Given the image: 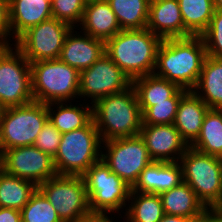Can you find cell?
<instances>
[{"mask_svg":"<svg viewBox=\"0 0 222 222\" xmlns=\"http://www.w3.org/2000/svg\"><path fill=\"white\" fill-rule=\"evenodd\" d=\"M206 55L201 36L163 39L157 52L154 74L193 91Z\"/></svg>","mask_w":222,"mask_h":222,"instance_id":"obj_1","label":"cell"},{"mask_svg":"<svg viewBox=\"0 0 222 222\" xmlns=\"http://www.w3.org/2000/svg\"><path fill=\"white\" fill-rule=\"evenodd\" d=\"M162 41L148 28L121 30L105 42V53L133 81L154 74Z\"/></svg>","mask_w":222,"mask_h":222,"instance_id":"obj_2","label":"cell"},{"mask_svg":"<svg viewBox=\"0 0 222 222\" xmlns=\"http://www.w3.org/2000/svg\"><path fill=\"white\" fill-rule=\"evenodd\" d=\"M93 120L102 142L139 135L142 113L134 86L98 99Z\"/></svg>","mask_w":222,"mask_h":222,"instance_id":"obj_3","label":"cell"},{"mask_svg":"<svg viewBox=\"0 0 222 222\" xmlns=\"http://www.w3.org/2000/svg\"><path fill=\"white\" fill-rule=\"evenodd\" d=\"M30 67L34 101L48 104L79 98L80 72L76 68L60 59L32 62Z\"/></svg>","mask_w":222,"mask_h":222,"instance_id":"obj_4","label":"cell"},{"mask_svg":"<svg viewBox=\"0 0 222 222\" xmlns=\"http://www.w3.org/2000/svg\"><path fill=\"white\" fill-rule=\"evenodd\" d=\"M101 144L94 120L81 129L62 133L58 152L53 158L57 175L82 176L101 160Z\"/></svg>","mask_w":222,"mask_h":222,"instance_id":"obj_5","label":"cell"},{"mask_svg":"<svg viewBox=\"0 0 222 222\" xmlns=\"http://www.w3.org/2000/svg\"><path fill=\"white\" fill-rule=\"evenodd\" d=\"M179 163L183 182L192 188L197 198L210 210L220 199L222 158L207 155L189 146Z\"/></svg>","mask_w":222,"mask_h":222,"instance_id":"obj_6","label":"cell"},{"mask_svg":"<svg viewBox=\"0 0 222 222\" xmlns=\"http://www.w3.org/2000/svg\"><path fill=\"white\" fill-rule=\"evenodd\" d=\"M47 120V104L41 102L33 101L22 106L4 108L0 118L1 152L34 145Z\"/></svg>","mask_w":222,"mask_h":222,"instance_id":"obj_7","label":"cell"},{"mask_svg":"<svg viewBox=\"0 0 222 222\" xmlns=\"http://www.w3.org/2000/svg\"><path fill=\"white\" fill-rule=\"evenodd\" d=\"M82 177L91 212L111 214L127 208L131 188L102 160L93 164Z\"/></svg>","mask_w":222,"mask_h":222,"instance_id":"obj_8","label":"cell"},{"mask_svg":"<svg viewBox=\"0 0 222 222\" xmlns=\"http://www.w3.org/2000/svg\"><path fill=\"white\" fill-rule=\"evenodd\" d=\"M14 47L0 46V104L4 108L34 101L30 62Z\"/></svg>","mask_w":222,"mask_h":222,"instance_id":"obj_9","label":"cell"},{"mask_svg":"<svg viewBox=\"0 0 222 222\" xmlns=\"http://www.w3.org/2000/svg\"><path fill=\"white\" fill-rule=\"evenodd\" d=\"M37 189L56 209L62 222H75L91 212L82 176L56 175Z\"/></svg>","mask_w":222,"mask_h":222,"instance_id":"obj_10","label":"cell"},{"mask_svg":"<svg viewBox=\"0 0 222 222\" xmlns=\"http://www.w3.org/2000/svg\"><path fill=\"white\" fill-rule=\"evenodd\" d=\"M102 145L106 152L102 151L101 160L130 188L153 161L140 135L104 141Z\"/></svg>","mask_w":222,"mask_h":222,"instance_id":"obj_11","label":"cell"},{"mask_svg":"<svg viewBox=\"0 0 222 222\" xmlns=\"http://www.w3.org/2000/svg\"><path fill=\"white\" fill-rule=\"evenodd\" d=\"M72 27L51 18L29 28L15 42V46L30 62L59 59L66 35Z\"/></svg>","mask_w":222,"mask_h":222,"instance_id":"obj_12","label":"cell"},{"mask_svg":"<svg viewBox=\"0 0 222 222\" xmlns=\"http://www.w3.org/2000/svg\"><path fill=\"white\" fill-rule=\"evenodd\" d=\"M132 85L130 78L104 53L89 68L80 72V98L98 99L124 91Z\"/></svg>","mask_w":222,"mask_h":222,"instance_id":"obj_13","label":"cell"},{"mask_svg":"<svg viewBox=\"0 0 222 222\" xmlns=\"http://www.w3.org/2000/svg\"><path fill=\"white\" fill-rule=\"evenodd\" d=\"M2 170L36 186L56 176L53 158L34 145L20 146L2 152Z\"/></svg>","mask_w":222,"mask_h":222,"instance_id":"obj_14","label":"cell"},{"mask_svg":"<svg viewBox=\"0 0 222 222\" xmlns=\"http://www.w3.org/2000/svg\"><path fill=\"white\" fill-rule=\"evenodd\" d=\"M139 135L153 161H179L189 147L173 124H142Z\"/></svg>","mask_w":222,"mask_h":222,"instance_id":"obj_15","label":"cell"},{"mask_svg":"<svg viewBox=\"0 0 222 222\" xmlns=\"http://www.w3.org/2000/svg\"><path fill=\"white\" fill-rule=\"evenodd\" d=\"M146 28L162 39L193 36L184 27L178 0H151Z\"/></svg>","mask_w":222,"mask_h":222,"instance_id":"obj_16","label":"cell"},{"mask_svg":"<svg viewBox=\"0 0 222 222\" xmlns=\"http://www.w3.org/2000/svg\"><path fill=\"white\" fill-rule=\"evenodd\" d=\"M72 28L66 35L59 59L79 72L89 68L105 53V42Z\"/></svg>","mask_w":222,"mask_h":222,"instance_id":"obj_17","label":"cell"},{"mask_svg":"<svg viewBox=\"0 0 222 222\" xmlns=\"http://www.w3.org/2000/svg\"><path fill=\"white\" fill-rule=\"evenodd\" d=\"M183 182L182 167L179 161H152L141 172L138 181L130 192L161 193L172 189Z\"/></svg>","mask_w":222,"mask_h":222,"instance_id":"obj_18","label":"cell"},{"mask_svg":"<svg viewBox=\"0 0 222 222\" xmlns=\"http://www.w3.org/2000/svg\"><path fill=\"white\" fill-rule=\"evenodd\" d=\"M51 18V0H9L10 34L15 41L29 28Z\"/></svg>","mask_w":222,"mask_h":222,"instance_id":"obj_19","label":"cell"},{"mask_svg":"<svg viewBox=\"0 0 222 222\" xmlns=\"http://www.w3.org/2000/svg\"><path fill=\"white\" fill-rule=\"evenodd\" d=\"M79 26L83 31H80L81 34H88L104 42L122 30L107 0L87 1Z\"/></svg>","mask_w":222,"mask_h":222,"instance_id":"obj_20","label":"cell"},{"mask_svg":"<svg viewBox=\"0 0 222 222\" xmlns=\"http://www.w3.org/2000/svg\"><path fill=\"white\" fill-rule=\"evenodd\" d=\"M209 107L193 91H188L180 100L173 125L190 146L199 136Z\"/></svg>","mask_w":222,"mask_h":222,"instance_id":"obj_21","label":"cell"},{"mask_svg":"<svg viewBox=\"0 0 222 222\" xmlns=\"http://www.w3.org/2000/svg\"><path fill=\"white\" fill-rule=\"evenodd\" d=\"M193 92L209 108L222 109V56L206 55Z\"/></svg>","mask_w":222,"mask_h":222,"instance_id":"obj_22","label":"cell"},{"mask_svg":"<svg viewBox=\"0 0 222 222\" xmlns=\"http://www.w3.org/2000/svg\"><path fill=\"white\" fill-rule=\"evenodd\" d=\"M164 213L197 220L208 210L185 182L160 194Z\"/></svg>","mask_w":222,"mask_h":222,"instance_id":"obj_23","label":"cell"},{"mask_svg":"<svg viewBox=\"0 0 222 222\" xmlns=\"http://www.w3.org/2000/svg\"><path fill=\"white\" fill-rule=\"evenodd\" d=\"M65 103L68 102L47 104L48 119L61 133L81 129L93 120V106H89V103L84 106L80 103L78 106L71 102L70 105ZM55 108L57 109L53 110Z\"/></svg>","mask_w":222,"mask_h":222,"instance_id":"obj_24","label":"cell"},{"mask_svg":"<svg viewBox=\"0 0 222 222\" xmlns=\"http://www.w3.org/2000/svg\"><path fill=\"white\" fill-rule=\"evenodd\" d=\"M141 113L156 103L168 102L181 88L155 74L145 75L132 81Z\"/></svg>","mask_w":222,"mask_h":222,"instance_id":"obj_25","label":"cell"},{"mask_svg":"<svg viewBox=\"0 0 222 222\" xmlns=\"http://www.w3.org/2000/svg\"><path fill=\"white\" fill-rule=\"evenodd\" d=\"M190 146L207 155L222 158V109H208L201 132Z\"/></svg>","mask_w":222,"mask_h":222,"instance_id":"obj_26","label":"cell"},{"mask_svg":"<svg viewBox=\"0 0 222 222\" xmlns=\"http://www.w3.org/2000/svg\"><path fill=\"white\" fill-rule=\"evenodd\" d=\"M127 206V222H159L165 215L160 195L153 193L130 192Z\"/></svg>","mask_w":222,"mask_h":222,"instance_id":"obj_27","label":"cell"},{"mask_svg":"<svg viewBox=\"0 0 222 222\" xmlns=\"http://www.w3.org/2000/svg\"><path fill=\"white\" fill-rule=\"evenodd\" d=\"M36 190L32 181L0 172V207L20 211Z\"/></svg>","mask_w":222,"mask_h":222,"instance_id":"obj_28","label":"cell"},{"mask_svg":"<svg viewBox=\"0 0 222 222\" xmlns=\"http://www.w3.org/2000/svg\"><path fill=\"white\" fill-rule=\"evenodd\" d=\"M122 30L147 26L151 0H107Z\"/></svg>","mask_w":222,"mask_h":222,"instance_id":"obj_29","label":"cell"},{"mask_svg":"<svg viewBox=\"0 0 222 222\" xmlns=\"http://www.w3.org/2000/svg\"><path fill=\"white\" fill-rule=\"evenodd\" d=\"M184 27L193 35L200 36L210 25L215 12L212 0H178Z\"/></svg>","mask_w":222,"mask_h":222,"instance_id":"obj_30","label":"cell"},{"mask_svg":"<svg viewBox=\"0 0 222 222\" xmlns=\"http://www.w3.org/2000/svg\"><path fill=\"white\" fill-rule=\"evenodd\" d=\"M20 212L22 222H62L56 209L38 189Z\"/></svg>","mask_w":222,"mask_h":222,"instance_id":"obj_31","label":"cell"},{"mask_svg":"<svg viewBox=\"0 0 222 222\" xmlns=\"http://www.w3.org/2000/svg\"><path fill=\"white\" fill-rule=\"evenodd\" d=\"M188 90L181 88L168 102L156 103L142 113V124H173L181 98Z\"/></svg>","mask_w":222,"mask_h":222,"instance_id":"obj_32","label":"cell"},{"mask_svg":"<svg viewBox=\"0 0 222 222\" xmlns=\"http://www.w3.org/2000/svg\"><path fill=\"white\" fill-rule=\"evenodd\" d=\"M86 0H51L53 18L65 22L72 28L80 25Z\"/></svg>","mask_w":222,"mask_h":222,"instance_id":"obj_33","label":"cell"},{"mask_svg":"<svg viewBox=\"0 0 222 222\" xmlns=\"http://www.w3.org/2000/svg\"><path fill=\"white\" fill-rule=\"evenodd\" d=\"M200 36L207 55L222 56V11L215 10L210 25Z\"/></svg>","mask_w":222,"mask_h":222,"instance_id":"obj_34","label":"cell"},{"mask_svg":"<svg viewBox=\"0 0 222 222\" xmlns=\"http://www.w3.org/2000/svg\"><path fill=\"white\" fill-rule=\"evenodd\" d=\"M61 137L62 133L48 119L37 135L34 146L54 158L58 152Z\"/></svg>","mask_w":222,"mask_h":222,"instance_id":"obj_35","label":"cell"},{"mask_svg":"<svg viewBox=\"0 0 222 222\" xmlns=\"http://www.w3.org/2000/svg\"><path fill=\"white\" fill-rule=\"evenodd\" d=\"M9 0H0V46L10 45Z\"/></svg>","mask_w":222,"mask_h":222,"instance_id":"obj_36","label":"cell"},{"mask_svg":"<svg viewBox=\"0 0 222 222\" xmlns=\"http://www.w3.org/2000/svg\"><path fill=\"white\" fill-rule=\"evenodd\" d=\"M0 222H22L21 212L12 208L0 207Z\"/></svg>","mask_w":222,"mask_h":222,"instance_id":"obj_37","label":"cell"},{"mask_svg":"<svg viewBox=\"0 0 222 222\" xmlns=\"http://www.w3.org/2000/svg\"><path fill=\"white\" fill-rule=\"evenodd\" d=\"M75 222H113V219L112 215L110 218L107 213L90 212L89 214L82 216Z\"/></svg>","mask_w":222,"mask_h":222,"instance_id":"obj_38","label":"cell"},{"mask_svg":"<svg viewBox=\"0 0 222 222\" xmlns=\"http://www.w3.org/2000/svg\"><path fill=\"white\" fill-rule=\"evenodd\" d=\"M197 222H222V213L207 210Z\"/></svg>","mask_w":222,"mask_h":222,"instance_id":"obj_39","label":"cell"},{"mask_svg":"<svg viewBox=\"0 0 222 222\" xmlns=\"http://www.w3.org/2000/svg\"><path fill=\"white\" fill-rule=\"evenodd\" d=\"M159 222H196L194 219H189L183 216H174L165 214Z\"/></svg>","mask_w":222,"mask_h":222,"instance_id":"obj_40","label":"cell"},{"mask_svg":"<svg viewBox=\"0 0 222 222\" xmlns=\"http://www.w3.org/2000/svg\"><path fill=\"white\" fill-rule=\"evenodd\" d=\"M210 210L218 212V213H222V190H221L219 201Z\"/></svg>","mask_w":222,"mask_h":222,"instance_id":"obj_41","label":"cell"},{"mask_svg":"<svg viewBox=\"0 0 222 222\" xmlns=\"http://www.w3.org/2000/svg\"><path fill=\"white\" fill-rule=\"evenodd\" d=\"M215 10L222 11V0H212Z\"/></svg>","mask_w":222,"mask_h":222,"instance_id":"obj_42","label":"cell"},{"mask_svg":"<svg viewBox=\"0 0 222 222\" xmlns=\"http://www.w3.org/2000/svg\"><path fill=\"white\" fill-rule=\"evenodd\" d=\"M3 110H4V107L0 104V118H1V116H2Z\"/></svg>","mask_w":222,"mask_h":222,"instance_id":"obj_43","label":"cell"},{"mask_svg":"<svg viewBox=\"0 0 222 222\" xmlns=\"http://www.w3.org/2000/svg\"><path fill=\"white\" fill-rule=\"evenodd\" d=\"M2 171V159H0V172Z\"/></svg>","mask_w":222,"mask_h":222,"instance_id":"obj_44","label":"cell"}]
</instances>
